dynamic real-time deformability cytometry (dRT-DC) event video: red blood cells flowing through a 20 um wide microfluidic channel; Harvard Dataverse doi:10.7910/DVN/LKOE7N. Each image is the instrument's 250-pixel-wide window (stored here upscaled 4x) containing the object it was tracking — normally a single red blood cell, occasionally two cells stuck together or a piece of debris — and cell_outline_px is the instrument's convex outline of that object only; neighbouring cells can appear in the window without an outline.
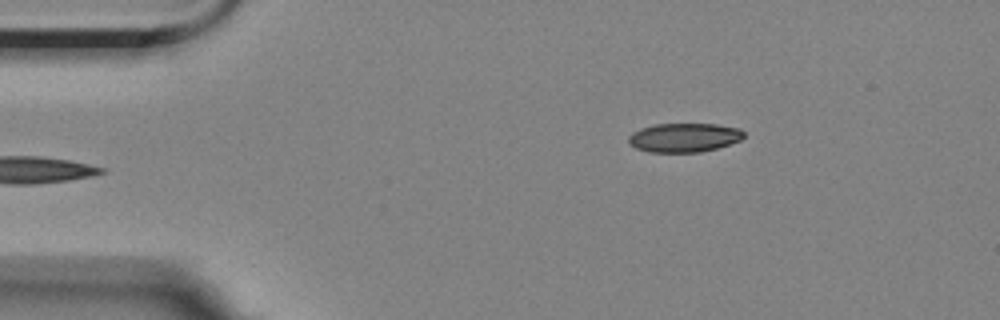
{"species": "Egyptian fruit bat (a non-hibernating species)", "species_latin": "Rousettus aegyptiacus", "temperature_condition": "room temperature", "stored_images_in_passage": 5, "camera_frame_rate_fps": 3000, "um_per_image_px": 0.085, "animal": {"sex": "female"}, "frame": {"image": 1, "passage_image": 5, "time_ms": 4.667, "image_size_px": [1000, 320], "cell_outline_px": [[744, 136], [740, 140], [716, 148], [700, 152], [648, 152], [636, 148], [628, 144], [628, 136], [632, 132], [640, 128], [656, 124], [716, 124], [740, 128], [744, 132]], "centroid_in_image_um": [58.11, 11.69], "position_along_channel_um": 26.9, "area_um2": 19.54}}